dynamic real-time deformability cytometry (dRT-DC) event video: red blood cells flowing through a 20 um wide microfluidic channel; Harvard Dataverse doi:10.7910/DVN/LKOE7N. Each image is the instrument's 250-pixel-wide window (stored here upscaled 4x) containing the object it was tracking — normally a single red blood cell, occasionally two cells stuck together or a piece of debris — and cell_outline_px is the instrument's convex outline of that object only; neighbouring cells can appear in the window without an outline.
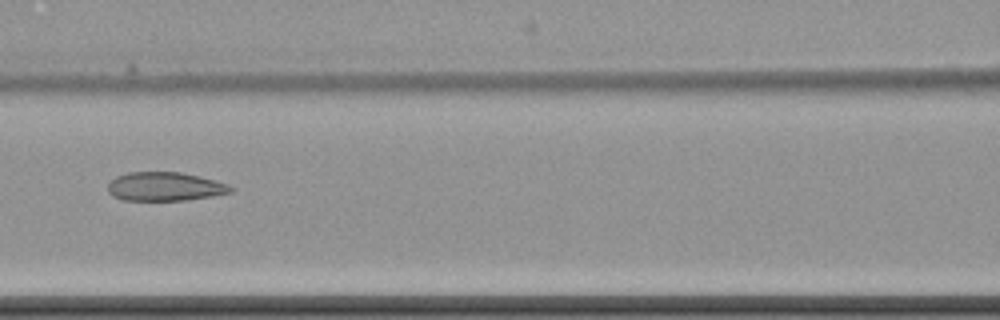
{"species": "common noctule bat (a hibernating species)", "species_latin": "Nyctalus noctula", "temperature_condition": "cold", "stored_images_in_passage": 8, "camera_frame_rate_fps": 3000, "um_per_image_px": 0.085, "animal": {"sex": "female", "body_mass_g": 22.7, "forearm_length_mm": 54.2}, "frame": {"image": 1, "passage_image": 7, "time_ms": 8.667, "image_size_px": [1000, 320], "cell_outline_px": [[236, 188], [232, 192], [212, 196], [184, 200], [124, 200], [112, 196], [108, 192], [108, 184], [116, 176], [128, 172], [180, 172], [200, 176], [216, 180], [228, 184]], "centroid_in_image_um": [14.04, 15.85], "position_along_channel_um": 152.6, "area_um2": 20.69}}
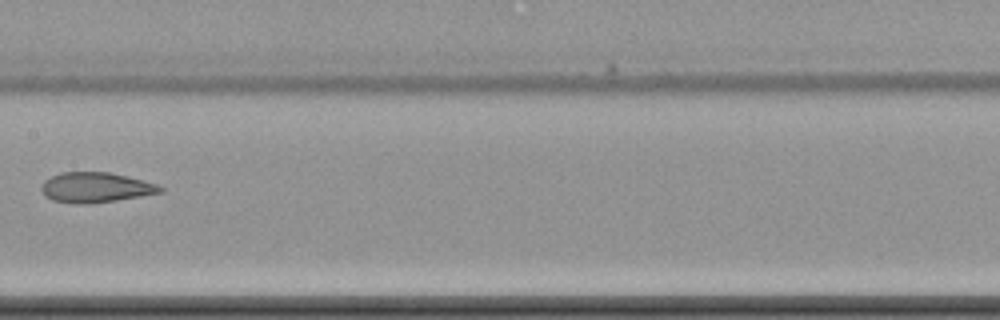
{"frame": {"image": 2, "passage_image": 8, "time_ms": 10.0, "image_size_px": [1000, 320], "cell_outline_px": [[164, 192], [116, 200], [88, 204], [80, 204], [52, 200], [44, 196], [40, 188], [44, 180], [60, 172], [108, 172], [156, 184], [164, 188]], "centroid_in_image_um": [8.08, 15.94], "position_along_channel_um": 199.3, "area_um2": 20.69}}